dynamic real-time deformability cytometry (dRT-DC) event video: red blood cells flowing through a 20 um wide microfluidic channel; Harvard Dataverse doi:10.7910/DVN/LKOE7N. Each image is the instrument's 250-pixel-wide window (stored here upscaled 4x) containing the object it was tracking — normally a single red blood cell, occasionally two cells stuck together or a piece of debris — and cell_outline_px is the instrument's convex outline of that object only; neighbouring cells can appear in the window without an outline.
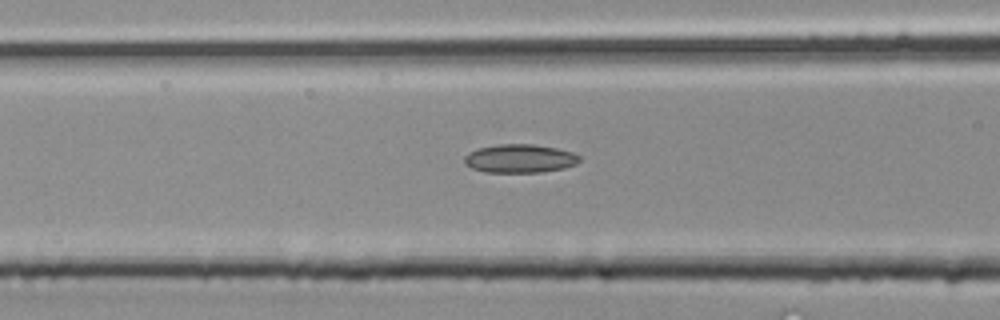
{"species": "common noctule bat (a hibernating species)", "species_latin": "Nyctalus noctula", "temperature_condition": "room temperature", "stored_images_in_passage": 5, "camera_frame_rate_fps": 3000, "um_per_image_px": 0.085, "animal": {"sex": "male", "body_mass_g": 20.4}, "frame": {"image": 1, "passage_image": 4, "time_ms": 1.0, "image_size_px": [1000, 320], "cell_outline_px": [[580, 160], [576, 164], [564, 168], [540, 172], [484, 172], [472, 168], [464, 164], [464, 156], [468, 152], [480, 148], [500, 144], [532, 144], [556, 148], [572, 152], [580, 156]], "centroid_in_image_um": [44.17, 13.48], "position_along_channel_um": 122.4, "area_um2": 19.07}}